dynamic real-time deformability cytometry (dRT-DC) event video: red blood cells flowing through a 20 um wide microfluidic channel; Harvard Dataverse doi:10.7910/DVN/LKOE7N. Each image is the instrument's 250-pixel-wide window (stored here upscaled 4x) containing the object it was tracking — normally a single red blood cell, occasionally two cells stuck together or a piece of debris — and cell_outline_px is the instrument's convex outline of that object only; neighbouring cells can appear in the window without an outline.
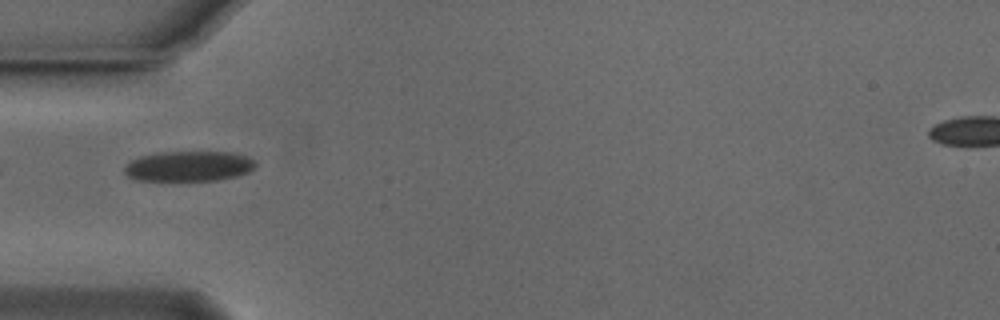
{"species": "Egyptian fruit bat (a non-hibernating species)", "species_latin": "Rousettus aegyptiacus", "temperature_condition": "cold", "stored_images_in_passage": 11, "camera_frame_rate_fps": 3000, "um_per_image_px": 0.085, "animal": {"sex": "male"}, "frame": {"image": 1, "passage_image": 2, "time_ms": 0.333, "image_size_px": [1000, 320], "cell_outline_px": [[256, 164], [248, 172], [236, 176], [216, 180], [136, 180], [128, 176], [124, 172], [124, 168], [132, 160], [140, 156], [156, 152], [232, 152], [248, 156]], "centroid_in_image_um": [16.03, 14.12], "position_along_channel_um": 69.0, "area_um2": 22.95}}
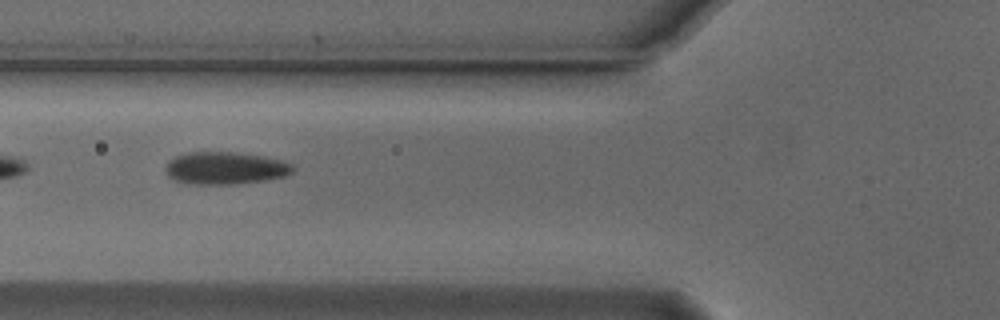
{"frame": {"image": 2, "passage_image": 5, "time_ms": 1.333, "image_size_px": [1000, 320], "cell_outline_px": [[296, 168], [292, 172], [284, 176], [260, 180], [232, 184], [192, 184], [172, 180], [168, 176], [164, 168], [176, 156], [188, 152], [236, 152], [264, 156], [284, 160], [292, 164]], "centroid_in_image_um": [19.15, 14.28], "position_along_channel_um": 106.6, "area_um2": 23.99}}
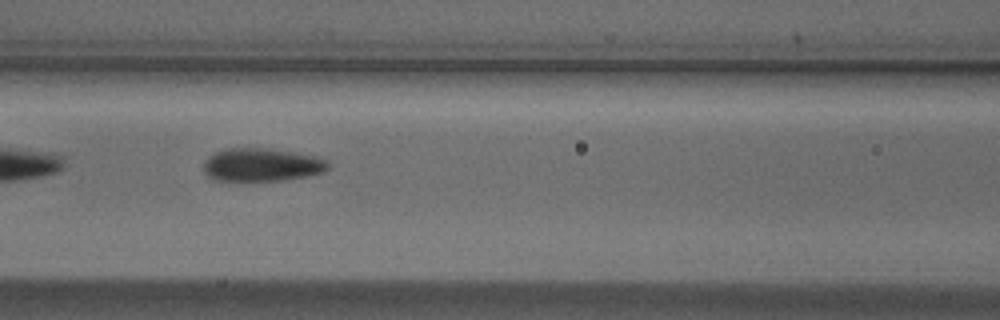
{"frame": {"image": 3, "passage_image": 8, "time_ms": 2.333, "image_size_px": [1000, 320], "cell_outline_px": [[328, 168], [324, 172], [304, 176], [280, 180], [216, 180], [208, 176], [204, 172], [204, 160], [208, 156], [224, 148], [264, 148], [296, 152], [320, 156], [328, 164]], "centroid_in_image_um": [22.23, 13.99], "position_along_channel_um": 144.4, "area_um2": 23.93}}